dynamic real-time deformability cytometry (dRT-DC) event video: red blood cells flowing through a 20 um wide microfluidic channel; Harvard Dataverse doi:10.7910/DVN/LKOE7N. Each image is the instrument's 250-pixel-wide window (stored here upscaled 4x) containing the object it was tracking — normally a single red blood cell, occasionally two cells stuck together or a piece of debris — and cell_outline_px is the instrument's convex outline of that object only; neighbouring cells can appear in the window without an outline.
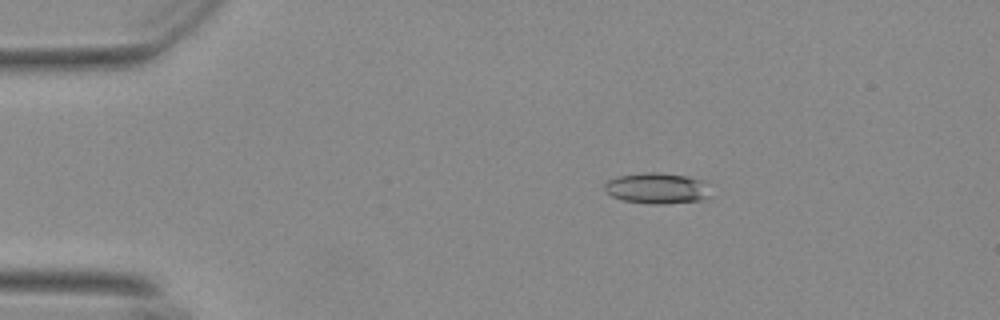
{"species": "Egyptian fruit bat (a non-hibernating species)", "species_latin": "Rousettus aegyptiacus", "temperature_condition": "warm", "stored_images_in_passage": 55, "camera_frame_rate_fps": 3000, "um_per_image_px": 0.085, "animal": {"sex": "female"}, "frame": {"image": 1, "passage_image": 10, "time_ms": 3.0, "image_size_px": [1000, 320], "cell_outline_px": [[712, 196], [704, 200], [664, 204], [648, 204], [624, 200], [612, 196], [604, 188], [604, 184], [608, 180], [620, 176], [644, 172], [656, 172], [688, 176], [704, 180]], "centroid_in_image_um": [55.91, 16.01], "position_along_channel_um": 29.1, "area_um2": 19.25}}
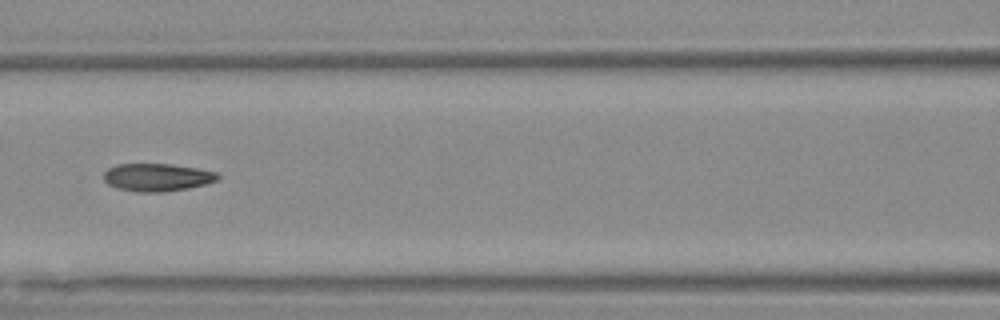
{"frame": {"image": 2, "passage_image": 25, "time_ms": 8.0, "image_size_px": [1000, 320], "cell_outline_px": [[220, 176], [216, 180], [204, 184], [188, 188], [164, 192], [136, 192], [116, 188], [108, 184], [104, 180], [104, 172], [108, 168], [116, 164], [172, 164], [196, 168], [216, 172]], "centroid_in_image_um": [13.32, 15.07], "position_along_channel_um": 153.3, "area_um2": 18.44}}
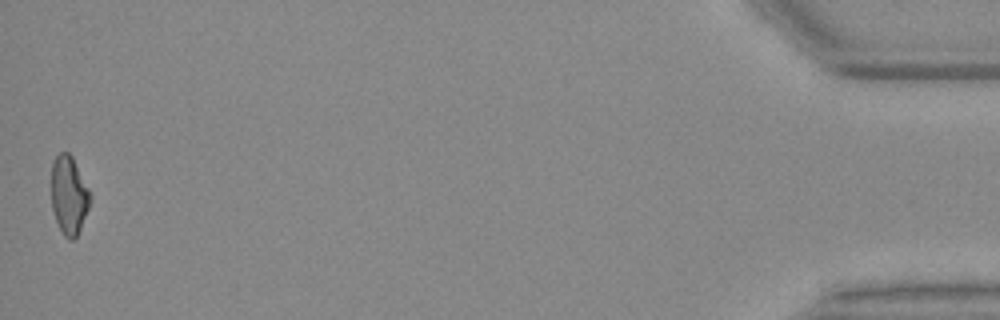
{"frame": {"image": 3, "passage_image": 55, "time_ms": 18.0, "image_size_px": [1000, 320], "cell_outline_px": [[92, 196], [88, 208], [80, 228], [76, 236], [72, 240], [68, 240], [64, 236], [56, 220], [52, 208], [52, 164], [56, 156], [60, 152], [68, 152], [72, 156]], "centroid_in_image_um": [5.86, 16.58], "position_along_channel_um": 429.3, "area_um2": 17.46}, "authors_computed_cell_mechanics": {"area_um2": 18.3804, "velocity_mm_per_s": 3.7059, "shape_relaxation_time_tau1_ms": null, "shape_relaxation_time_tau2_ms": 3.0825, "deformation_change_tau1": null, "deformation_change_tau2": 0.1144}}